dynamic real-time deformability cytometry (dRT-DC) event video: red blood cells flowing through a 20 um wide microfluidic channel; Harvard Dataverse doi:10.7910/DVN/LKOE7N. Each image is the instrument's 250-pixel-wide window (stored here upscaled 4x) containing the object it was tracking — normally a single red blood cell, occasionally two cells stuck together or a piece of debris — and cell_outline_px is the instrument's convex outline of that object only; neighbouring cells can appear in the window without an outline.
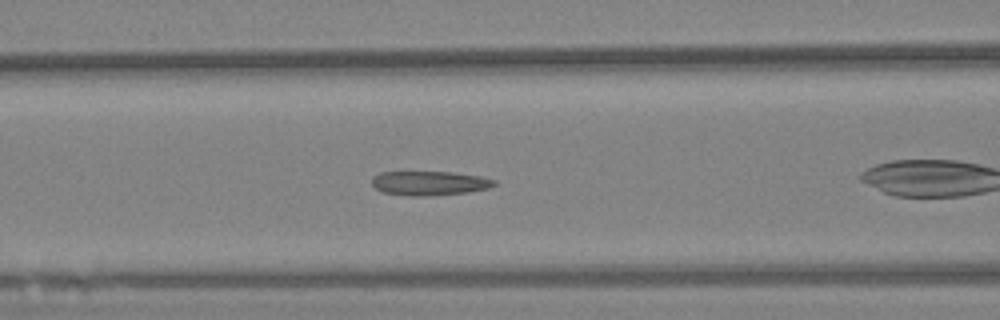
{"species": "Egyptian fruit bat (a non-hibernating species)", "species_latin": "Rousettus aegyptiacus", "temperature_condition": "warm", "stored_images_in_passage": 48, "segment_of_instrument_passage": [1, 2], "camera_frame_rate_fps": 3000, "um_per_image_px": 0.085, "animal": {"sex": "female"}, "frame": {"image": 1, "passage_image": 9, "time_ms": 2.667, "image_size_px": [1000, 320], "cell_outline_px": [[496, 184], [488, 188], [468, 192], [428, 196], [408, 196], [384, 192], [376, 188], [372, 184], [372, 176], [380, 172], [452, 172], [480, 176], [496, 180]], "centroid_in_image_um": [36.5, 15.57], "position_along_channel_um": 130.1, "area_um2": 17.28}}
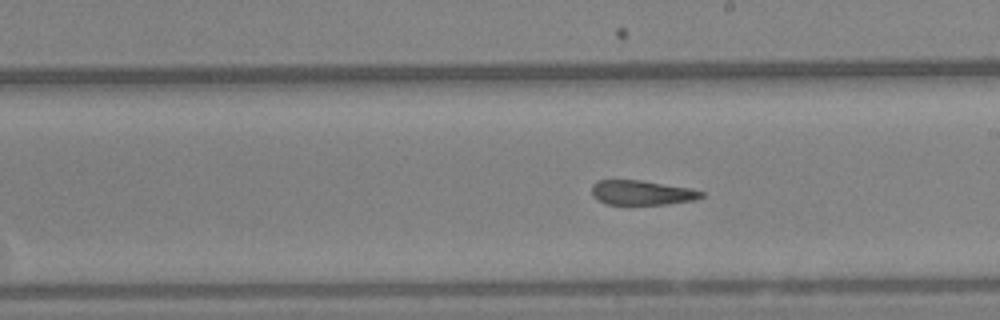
{"frame": {"image": 2, "passage_image": 19, "time_ms": 6.0, "image_size_px": [1000, 320], "cell_outline_px": [[704, 196], [696, 200], [668, 204], [608, 204], [592, 196], [592, 184], [596, 180], [640, 180], [688, 188], [704, 192]], "centroid_in_image_um": [54.55, 16.37], "position_along_channel_um": 234.4, "area_um2": 15.61}}
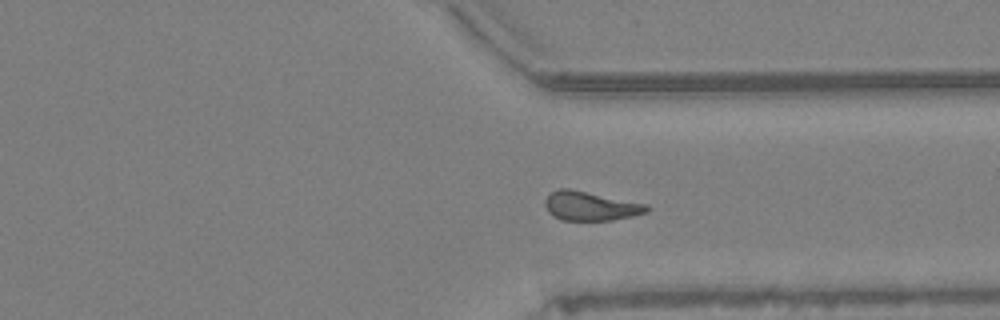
{"frame": {"image": 3, "passage_image": 31, "time_ms": 10.0, "image_size_px": [1000, 320], "cell_outline_px": [[652, 208], [648, 212], [632, 216], [612, 220], [560, 220], [552, 216], [548, 212], [544, 204], [544, 200], [552, 192], [560, 188], [572, 188], [648, 204]], "centroid_in_image_um": [50.21, 17.5], "position_along_channel_um": 361.2, "area_um2": 17.57}}